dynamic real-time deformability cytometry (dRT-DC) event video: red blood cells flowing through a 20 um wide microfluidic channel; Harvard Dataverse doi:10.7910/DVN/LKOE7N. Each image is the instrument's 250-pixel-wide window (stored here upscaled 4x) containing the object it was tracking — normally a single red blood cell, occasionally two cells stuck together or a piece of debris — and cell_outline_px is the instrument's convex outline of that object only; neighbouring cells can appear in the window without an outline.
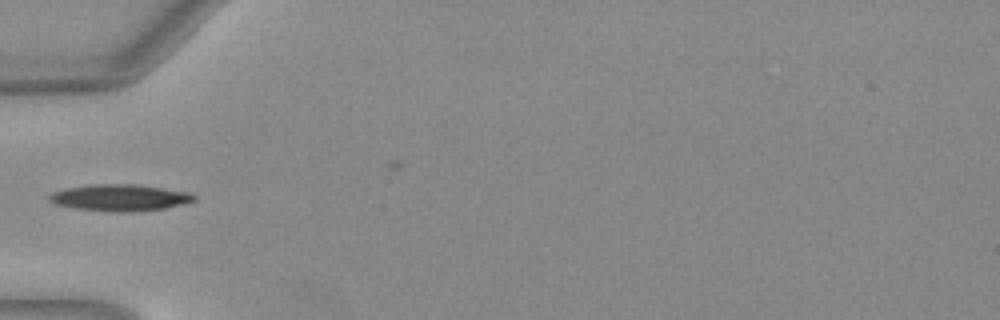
{"species": "Egyptian fruit bat (a non-hibernating species)", "species_latin": "Rousettus aegyptiacus", "temperature_condition": "warm", "stored_images_in_passage": 21, "camera_frame_rate_fps": 3000, "um_per_image_px": 0.085, "animal": {"sex": "female"}, "frame": {"image": 1, "passage_image": 1, "time_ms": 0.0, "image_size_px": [1000, 320], "cell_outline_px": [[196, 200], [164, 208], [136, 212], [116, 212], [72, 208], [56, 204], [48, 200], [48, 196], [64, 188], [92, 184], [132, 184], [192, 192], [196, 196]], "centroid_in_image_um": [10.19, 16.8], "position_along_channel_um": 74.8, "area_um2": 22.43}}